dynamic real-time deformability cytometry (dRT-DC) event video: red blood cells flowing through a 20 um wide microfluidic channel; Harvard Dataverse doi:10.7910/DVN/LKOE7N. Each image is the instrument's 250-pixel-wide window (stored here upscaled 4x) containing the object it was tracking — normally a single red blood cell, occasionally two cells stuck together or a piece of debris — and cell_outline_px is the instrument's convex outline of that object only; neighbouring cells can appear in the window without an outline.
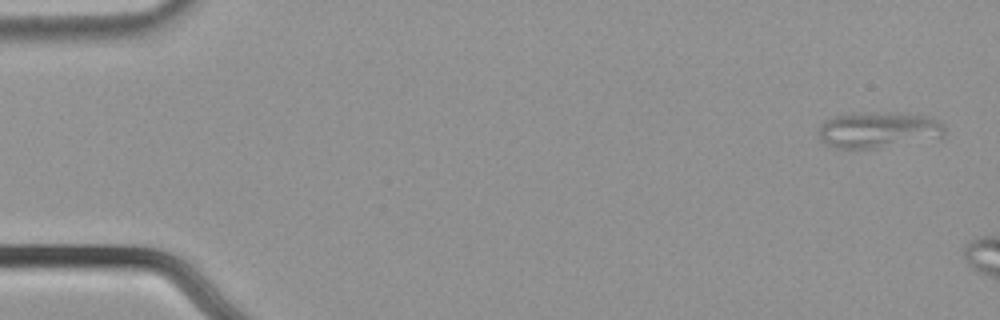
{"species": "common noctule bat (a hibernating species)", "species_latin": "Nyctalus noctula", "temperature_condition": "cold", "stored_images_in_passage": 14, "camera_frame_rate_fps": 3000, "um_per_image_px": 0.085, "animal": {"sex": "male", "body_mass_g": 21.5, "forearm_length_mm": 52.0}, "frame": {"image": 1, "passage_image": 1, "time_ms": 0.0, "image_size_px": [1000, 320], "cell_outline_px": [[944, 136], [872, 148], [840, 148], [824, 144], [820, 140], [820, 124], [824, 120], [836, 116], [896, 112], [928, 116], [940, 120], [944, 124]], "centroid_in_image_um": [74.67, 11.03], "position_along_channel_um": 10.3, "area_um2": 25.78}}